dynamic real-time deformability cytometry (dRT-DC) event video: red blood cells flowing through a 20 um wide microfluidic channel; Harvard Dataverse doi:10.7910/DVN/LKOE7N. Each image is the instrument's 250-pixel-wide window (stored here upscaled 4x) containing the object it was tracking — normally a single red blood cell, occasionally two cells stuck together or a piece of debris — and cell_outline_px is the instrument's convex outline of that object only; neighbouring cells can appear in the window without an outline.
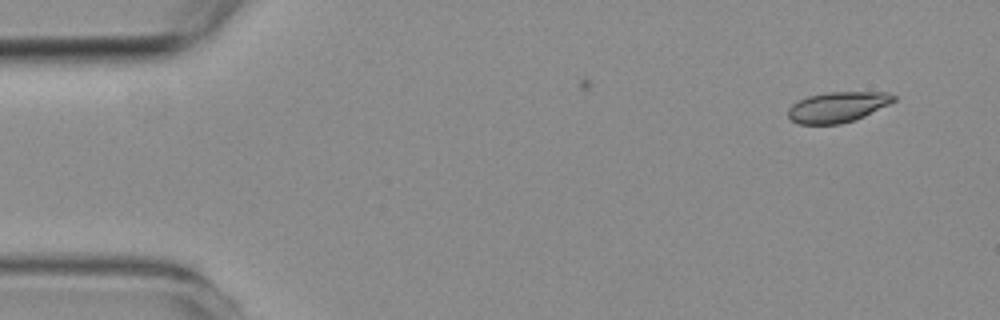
{"species": "common noctule bat (a hibernating species)", "species_latin": "Nyctalus noctula", "temperature_condition": "room temperature", "stored_images_in_passage": 2, "camera_frame_rate_fps": 3000, "um_per_image_px": 0.085, "animal": {"sex": "female", "body_mass_g": 19.3, "forearm_length_mm": 54.1}, "frame": {"image": 1, "passage_image": 2, "time_ms": 2.333, "image_size_px": [1000, 320], "cell_outline_px": [[896, 100], [856, 120], [840, 124], [800, 124], [792, 120], [788, 116], [788, 108], [792, 104], [808, 96], [828, 92], [888, 92], [896, 96]], "centroid_in_image_um": [71.2, 9.1], "position_along_channel_um": 13.8, "area_um2": 18.67}}